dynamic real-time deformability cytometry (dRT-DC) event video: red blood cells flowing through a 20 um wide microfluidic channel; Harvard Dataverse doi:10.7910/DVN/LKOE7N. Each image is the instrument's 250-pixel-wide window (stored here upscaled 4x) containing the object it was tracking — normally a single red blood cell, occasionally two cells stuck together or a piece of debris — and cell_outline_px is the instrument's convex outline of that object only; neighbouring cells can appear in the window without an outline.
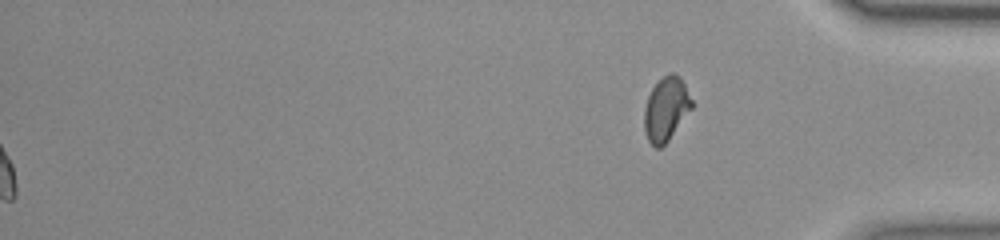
{"species": "common noctule bat (a hibernating species)", "species_latin": "Nyctalus noctula", "temperature_condition": "room temperature", "stored_images_in_passage": 54, "segment_of_instrument_passage": [2, 2], "camera_frame_rate_fps": 3000, "um_per_image_px": 0.085, "animal": {"sex": "female", "body_mass_g": 23.0, "forearm_length_mm": 53.4}, "frame": {"image": 1, "passage_image": 54, "time_ms": 17.667, "image_size_px": [1000, 240], "cell_outline_px": [[692, 108], [668, 140], [660, 148], [656, 148], [648, 140], [644, 128], [644, 108], [648, 96], [652, 88], [664, 76], [672, 72], [680, 76], [692, 100]], "centroid_in_image_um": [56.6, 9.26], "position_along_channel_um": 378.6, "area_um2": 17.4}}